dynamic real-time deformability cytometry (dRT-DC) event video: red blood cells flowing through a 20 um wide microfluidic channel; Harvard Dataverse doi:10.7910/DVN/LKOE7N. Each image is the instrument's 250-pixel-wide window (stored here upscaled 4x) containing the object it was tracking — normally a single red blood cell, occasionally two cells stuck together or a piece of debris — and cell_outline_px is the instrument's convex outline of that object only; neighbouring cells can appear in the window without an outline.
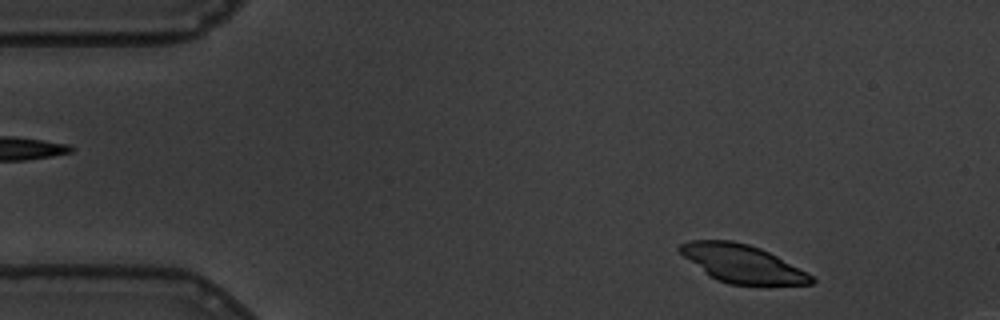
{"species": "common noctule bat (a hibernating species)", "species_latin": "Nyctalus noctula", "temperature_condition": "warm", "stored_images_in_passage": 55, "camera_frame_rate_fps": 3000, "um_per_image_px": 0.085, "animal": {"sex": "male", "body_mass_g": 19.5, "forearm_length_mm": 54.6}, "frame": {"image": 1, "passage_image": 3, "time_ms": 0.667, "image_size_px": [1000, 320], "cell_outline_px": [[816, 280], [812, 284], [728, 284], [716, 280], [704, 272], [684, 256], [676, 248], [680, 244], [688, 240], [732, 240], [748, 244], [760, 248], [776, 256], [812, 276]], "centroid_in_image_um": [63.03, 22.39], "position_along_channel_um": 22.0, "area_um2": 28.55}}